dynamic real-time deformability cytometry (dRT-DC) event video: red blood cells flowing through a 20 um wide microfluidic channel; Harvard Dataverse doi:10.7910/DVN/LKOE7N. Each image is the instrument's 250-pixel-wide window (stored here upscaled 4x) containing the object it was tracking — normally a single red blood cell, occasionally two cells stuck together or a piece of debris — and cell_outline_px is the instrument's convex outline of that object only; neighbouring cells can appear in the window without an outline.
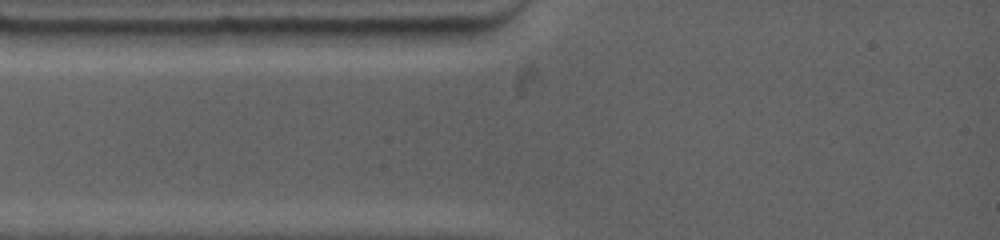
{"species": "common noctule bat (a hibernating species)", "species_latin": "Nyctalus noctula", "temperature_condition": "warm", "stored_images_in_passage": 2, "segment_of_instrument_passage": [1, 2], "camera_frame_rate_fps": 4500, "um_per_image_px": 0.085, "animal": {"sex": "female", "body_mass_g": 19.0, "forearm_length_mm": 53.3}, "frame": {"image": 1, "passage_image": 1, "time_ms": 0.0, "image_size_px": [1000, 240], "cell_outline_px": [[164, 32], [156, 48], [104, 48], [76, 44], [68, 32], [68, 28], [124, 28]], "centroid_in_image_um": [9.84, 3.21], "position_along_channel_um": 75.2, "area_um2": 11.85}}